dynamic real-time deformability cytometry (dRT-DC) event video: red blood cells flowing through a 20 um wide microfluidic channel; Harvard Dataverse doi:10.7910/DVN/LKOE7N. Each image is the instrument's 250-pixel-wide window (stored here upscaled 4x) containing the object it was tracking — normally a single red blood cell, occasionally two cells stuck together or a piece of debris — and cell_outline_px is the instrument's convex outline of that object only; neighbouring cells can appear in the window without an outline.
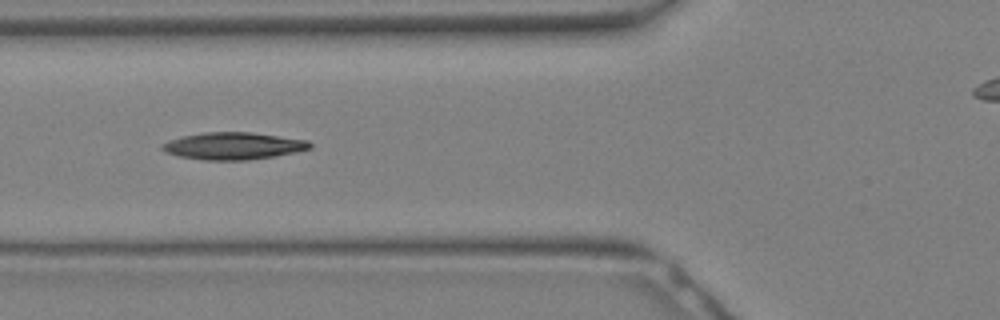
{"species": "Egyptian fruit bat (a non-hibernating species)", "species_latin": "Rousettus aegyptiacus", "temperature_condition": "warm", "stored_images_in_passage": 14, "camera_frame_rate_fps": 3000, "um_per_image_px": 0.085, "animal": {"sex": "female"}, "frame": {"image": 1, "passage_image": 5, "time_ms": 1.333, "image_size_px": [1000, 320], "cell_outline_px": [[312, 148], [296, 152], [276, 156], [248, 160], [204, 160], [180, 156], [164, 152], [160, 148], [160, 144], [184, 136], [204, 132], [248, 132], [308, 140], [312, 144]], "centroid_in_image_um": [19.84, 12.41], "position_along_channel_um": 106.0, "area_um2": 23.29}}
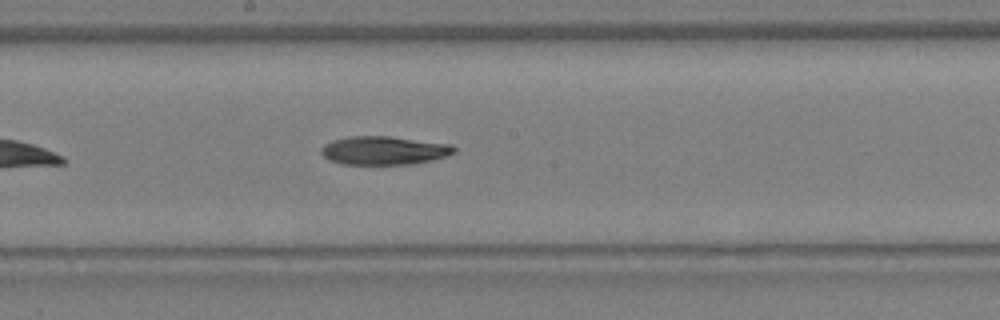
{"frame": {"image": 2, "passage_image": 10, "time_ms": 3.0, "image_size_px": [1000, 320], "cell_outline_px": [[456, 152], [448, 156], [432, 160], [408, 164], [344, 164], [332, 160], [324, 156], [320, 152], [320, 148], [324, 144], [332, 140], [348, 136], [388, 136], [452, 144], [456, 148]], "centroid_in_image_um": [32.66, 12.78], "position_along_channel_um": 215.5, "area_um2": 22.08}}
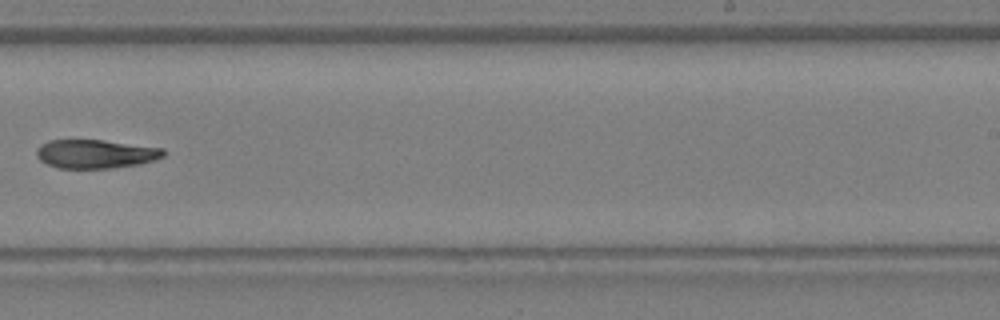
{"frame": {"image": 3, "passage_image": 13, "time_ms": 4.0, "image_size_px": [1000, 320], "cell_outline_px": [[164, 156], [140, 164], [112, 168], [56, 168], [40, 160], [36, 156], [36, 148], [40, 144], [48, 140], [104, 140], [164, 148]], "centroid_in_image_um": [8.09, 13.08], "position_along_channel_um": 280.9, "area_um2": 21.33}}